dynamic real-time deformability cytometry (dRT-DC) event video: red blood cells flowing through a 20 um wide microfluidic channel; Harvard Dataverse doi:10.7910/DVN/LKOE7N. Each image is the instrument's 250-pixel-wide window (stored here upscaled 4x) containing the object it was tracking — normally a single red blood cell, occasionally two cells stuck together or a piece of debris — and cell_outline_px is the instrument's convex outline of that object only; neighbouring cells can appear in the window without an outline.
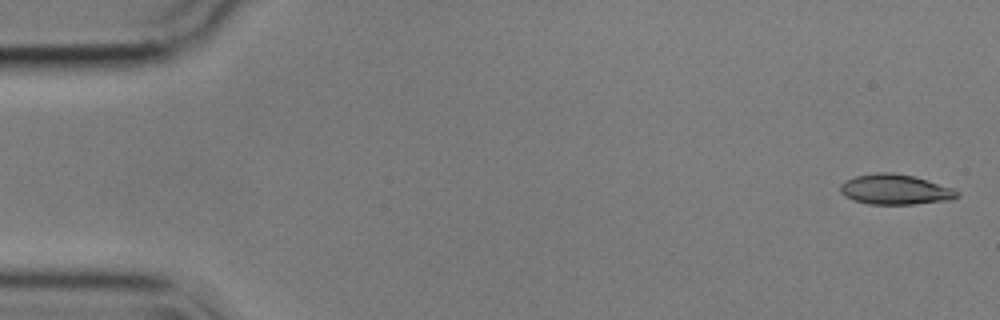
{"species": "common noctule bat (a hibernating species)", "species_latin": "Nyctalus noctula", "temperature_condition": "cold", "stored_images_in_passage": 11, "camera_frame_rate_fps": 3000, "um_per_image_px": 0.085, "animal": {"sex": "male", "body_mass_g": 17.9}, "frame": {"image": 1, "passage_image": 2, "time_ms": 0.333, "image_size_px": [1000, 320], "cell_outline_px": [[960, 196], [948, 200], [912, 204], [868, 204], [852, 200], [844, 196], [840, 192], [840, 184], [844, 180], [856, 176], [876, 172], [892, 172], [912, 176], [952, 188], [960, 192]], "centroid_in_image_um": [76.03, 16.11], "position_along_channel_um": 9.0, "area_um2": 20.52}}